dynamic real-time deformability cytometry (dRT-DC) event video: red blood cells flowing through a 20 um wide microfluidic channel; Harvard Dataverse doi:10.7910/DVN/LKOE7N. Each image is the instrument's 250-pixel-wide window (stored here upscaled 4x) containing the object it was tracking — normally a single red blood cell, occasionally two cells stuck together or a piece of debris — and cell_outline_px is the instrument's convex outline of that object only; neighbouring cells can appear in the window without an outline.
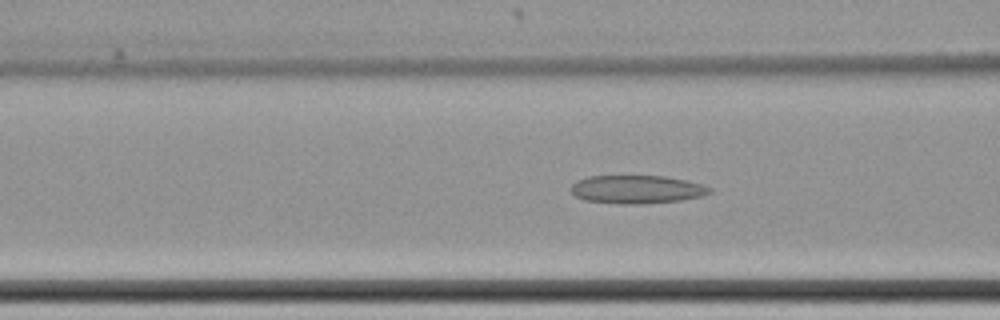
{"species": "common noctule bat (a hibernating species)", "species_latin": "Nyctalus noctula", "temperature_condition": "cold", "stored_images_in_passage": 49, "camera_frame_rate_fps": 3000, "um_per_image_px": 0.085, "animal": {"sex": "female", "body_mass_g": 22.7, "forearm_length_mm": 54.2}, "frame": {"image": 1, "passage_image": 14, "time_ms": 4.333, "image_size_px": [1000, 320], "cell_outline_px": [[712, 192], [700, 196], [680, 200], [640, 204], [620, 204], [584, 200], [576, 196], [572, 192], [572, 184], [576, 180], [588, 176], [664, 176], [684, 180], [700, 184], [712, 188]], "centroid_in_image_um": [54.1, 16.1], "position_along_channel_um": 112.5, "area_um2": 22.66}}
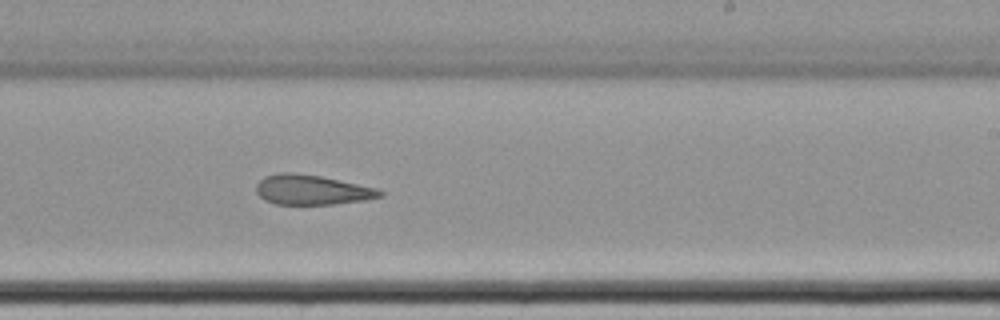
{"frame": {"image": 2, "passage_image": 27, "time_ms": 8.667, "image_size_px": [1000, 320], "cell_outline_px": [[384, 196], [364, 200], [332, 204], [276, 204], [264, 200], [256, 192], [256, 184], [264, 176], [280, 172], [292, 172], [320, 176], [376, 188], [384, 192]], "centroid_in_image_um": [26.48, 16.13], "position_along_channel_um": 262.5, "area_um2": 21.44}}
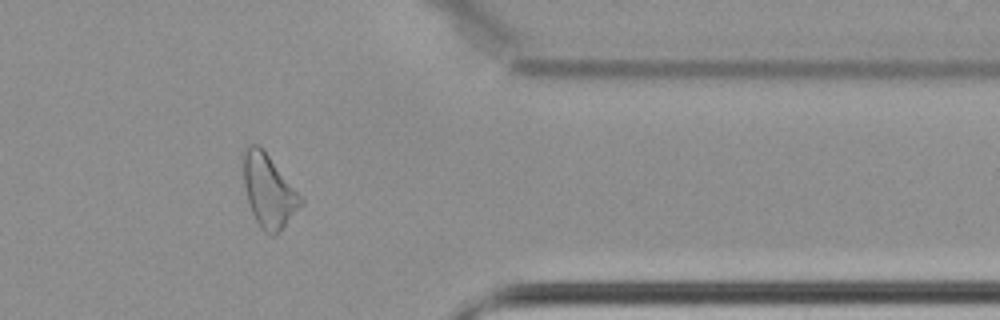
{"frame": {"image": 3, "passage_image": 39, "time_ms": 12.667, "image_size_px": [1000, 320], "cell_outline_px": [[304, 204], [280, 232], [276, 236], [272, 236], [264, 232], [260, 228], [252, 212], [244, 188], [240, 152], [248, 144], [256, 144], [268, 156], [304, 196]], "centroid_in_image_um": [22.84, 16.23], "position_along_channel_um": 388.6, "area_um2": 25.09}}